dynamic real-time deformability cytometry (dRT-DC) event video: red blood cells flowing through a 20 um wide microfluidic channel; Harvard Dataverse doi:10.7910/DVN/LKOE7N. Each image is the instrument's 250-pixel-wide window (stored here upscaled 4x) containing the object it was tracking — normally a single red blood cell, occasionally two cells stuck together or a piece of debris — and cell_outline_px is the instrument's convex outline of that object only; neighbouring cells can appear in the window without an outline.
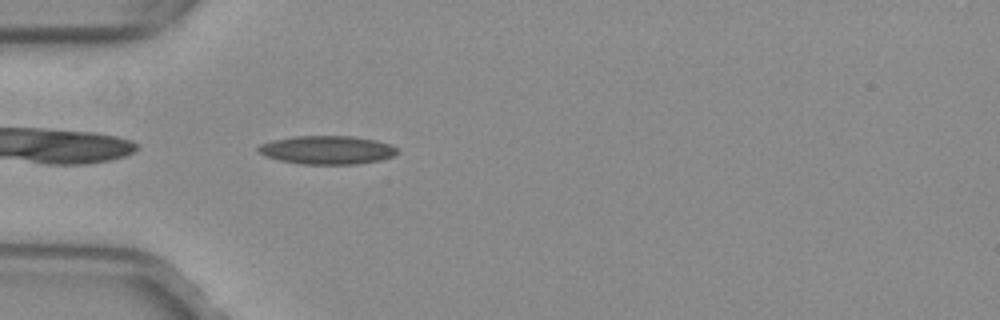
{"species": "common noctule bat (a hibernating species)", "species_latin": "Nyctalus noctula", "temperature_condition": "warm", "stored_images_in_passage": 37, "camera_frame_rate_fps": 3000, "um_per_image_px": 0.085, "animal": {"sex": "female", "body_mass_g": 29.2, "forearm_length_mm": 56.3}, "frame": {"image": 1, "passage_image": 1, "time_ms": 0.0, "image_size_px": [1000, 320], "cell_outline_px": [[400, 152], [392, 156], [380, 160], [356, 164], [300, 164], [280, 160], [264, 156], [256, 148], [260, 144], [272, 140], [292, 136], [352, 136], [376, 140], [392, 144]], "centroid_in_image_um": [27.81, 12.74], "position_along_channel_um": 57.2, "area_um2": 23.18}}
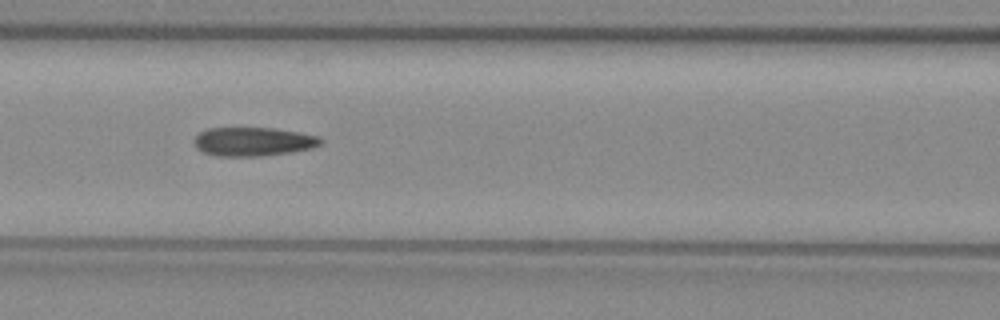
{"frame": {"image": 2, "passage_image": 8, "time_ms": 2.333, "image_size_px": [1000, 320], "cell_outline_px": [[324, 140], [320, 144], [312, 148], [292, 152], [260, 156], [216, 156], [204, 152], [196, 148], [192, 140], [200, 132], [208, 128], [276, 128], [300, 132], [320, 136]], "centroid_in_image_um": [21.54, 12.03], "position_along_channel_um": 145.1, "area_um2": 21.44}}
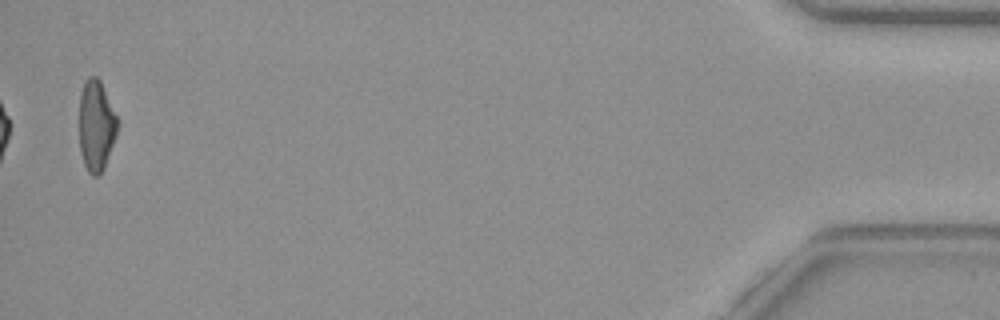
{"frame": {"image": 3, "passage_image": 36, "time_ms": 11.667, "image_size_px": [1000, 320], "cell_outline_px": [[120, 120], [116, 136], [104, 168], [100, 176], [92, 176], [88, 172], [84, 164], [80, 152], [80, 92], [84, 80], [88, 76], [96, 76], [100, 80]], "centroid_in_image_um": [8.2, 10.67], "position_along_channel_um": 427.0, "area_um2": 20.63}, "authors_computed_cell_mechanics": {"area_um2": 21.3282, "velocity_mm_per_s": 4.0132, "shape_relaxation_time_tau1_ms": null, "shape_relaxation_time_tau2_ms": 2.2173, "deformation_change_tau1": null, "deformation_change_tau2": 0.1032}}